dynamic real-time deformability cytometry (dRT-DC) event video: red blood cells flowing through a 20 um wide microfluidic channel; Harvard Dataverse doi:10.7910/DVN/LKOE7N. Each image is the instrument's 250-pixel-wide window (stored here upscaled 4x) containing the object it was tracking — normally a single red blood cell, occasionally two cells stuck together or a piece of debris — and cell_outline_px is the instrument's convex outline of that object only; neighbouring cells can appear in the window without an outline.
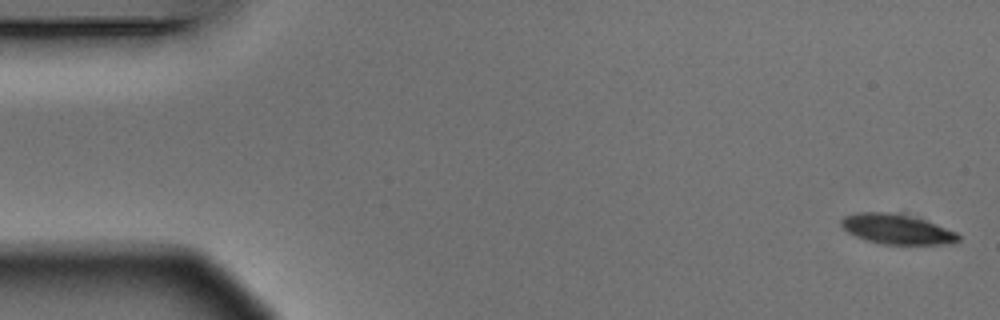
{"species": "Egyptian fruit bat (a non-hibernating species)", "species_latin": "Rousettus aegyptiacus", "temperature_condition": "warm", "stored_images_in_passage": 5, "camera_frame_rate_fps": 3000, "um_per_image_px": 0.085, "animal": {"sex": "male"}, "frame": {"image": 1, "passage_image": 1, "time_ms": 0.0, "image_size_px": [1000, 320], "cell_outline_px": [[960, 240], [944, 244], [884, 244], [868, 240], [856, 236], [848, 232], [840, 224], [840, 220], [844, 216], [856, 212], [888, 212], [908, 216], [924, 220], [936, 224], [956, 232], [960, 236]], "centroid_in_image_um": [76.2, 19.47], "position_along_channel_um": 8.8, "area_um2": 20.11}}
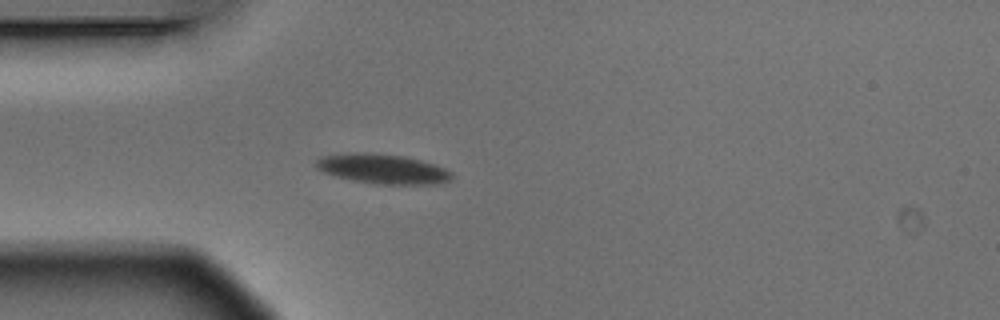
{"frame": {"image": 2, "passage_image": 5, "time_ms": 1.333, "image_size_px": [1000, 320], "cell_outline_px": [[452, 180], [436, 184], [372, 184], [352, 180], [336, 176], [324, 172], [316, 168], [316, 160], [320, 156], [352, 152], [368, 152], [404, 156], [420, 160], [444, 168], [452, 172]], "centroid_in_image_um": [32.51, 14.35], "position_along_channel_um": 52.5, "area_um2": 23.58}}